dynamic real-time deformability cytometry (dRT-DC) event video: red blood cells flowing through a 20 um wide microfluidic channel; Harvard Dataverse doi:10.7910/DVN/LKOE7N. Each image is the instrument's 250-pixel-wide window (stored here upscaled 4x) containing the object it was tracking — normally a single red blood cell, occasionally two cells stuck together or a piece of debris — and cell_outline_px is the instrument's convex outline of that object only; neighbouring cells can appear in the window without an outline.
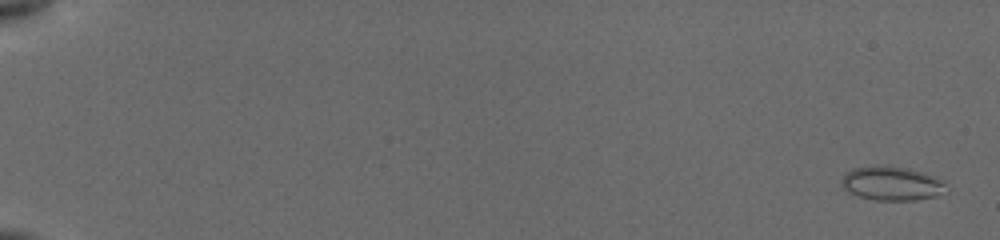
{"species": "common noctule bat (a hibernating species)", "species_latin": "Nyctalus noctula", "temperature_condition": "cold", "stored_images_in_passage": 27, "camera_frame_rate_fps": 3000, "um_per_image_px": 0.085, "animal": {"sex": "female", "body_mass_g": 19.5, "forearm_length_mm": 54.1}, "frame": {"image": 1, "passage_image": 1, "time_ms": 0.0, "image_size_px": [1000, 240], "cell_outline_px": [[948, 192], [936, 196], [916, 200], [876, 200], [860, 196], [848, 192], [840, 184], [840, 180], [852, 168], [908, 168], [924, 172], [940, 180], [944, 184]], "centroid_in_image_um": [75.83, 15.64], "position_along_channel_um": 9.2, "area_um2": 20.06}}
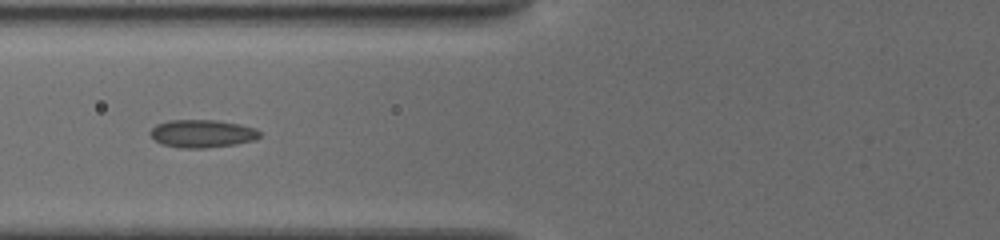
{"frame": {"image": 2, "passage_image": 19, "time_ms": 7.667, "image_size_px": [1000, 240], "cell_outline_px": [[260, 136], [256, 140], [236, 144], [204, 148], [180, 148], [160, 144], [148, 132], [156, 124], [168, 120], [216, 120], [240, 124], [256, 128], [260, 132]], "centroid_in_image_um": [17.19, 11.35], "position_along_channel_um": 108.6, "area_um2": 17.92}}
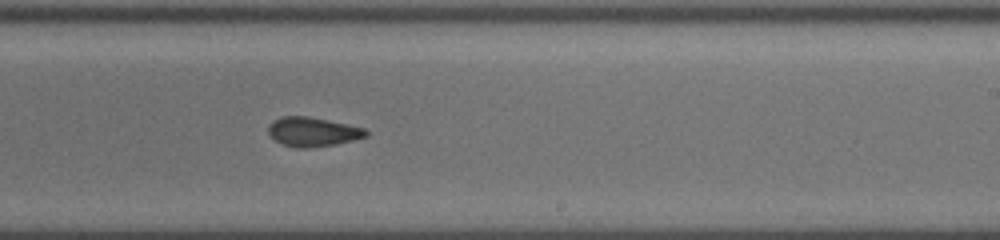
{"frame": {"image": 3, "passage_image": 27, "time_ms": 11.667, "image_size_px": [1000, 240], "cell_outline_px": [[368, 136], [336, 144], [312, 148], [296, 148], [284, 144], [276, 140], [268, 132], [268, 124], [272, 120], [280, 116], [308, 116], [328, 120], [364, 128], [368, 132]], "centroid_in_image_um": [26.56, 11.2], "position_along_channel_um": 262.4, "area_um2": 16.65}}